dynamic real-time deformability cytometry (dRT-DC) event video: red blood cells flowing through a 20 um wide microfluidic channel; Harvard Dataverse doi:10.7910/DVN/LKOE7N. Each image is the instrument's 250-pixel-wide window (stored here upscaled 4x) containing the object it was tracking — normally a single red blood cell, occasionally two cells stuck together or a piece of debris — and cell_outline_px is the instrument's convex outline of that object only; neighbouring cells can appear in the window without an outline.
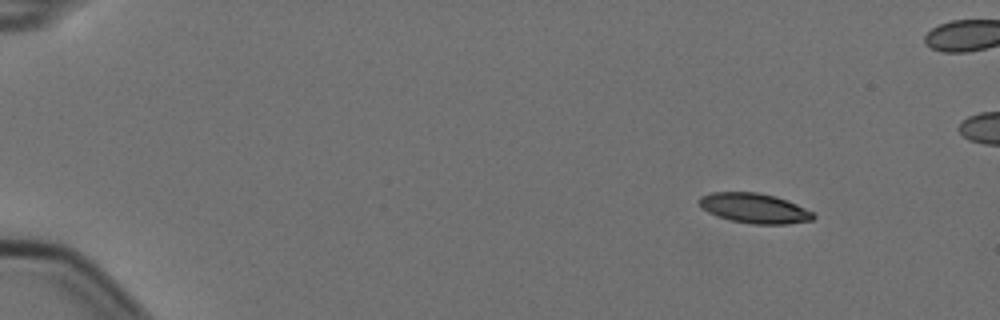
{"species": "Egyptian fruit bat (a non-hibernating species)", "species_latin": "Rousettus aegyptiacus", "temperature_condition": "cold", "stored_images_in_passage": 7, "camera_frame_rate_fps": 3000, "um_per_image_px": 0.085, "animal": {"sex": "female"}, "frame": {"image": 1, "passage_image": 1, "time_ms": 0.0, "image_size_px": [1000, 320], "cell_outline_px": [[816, 216], [812, 220], [788, 224], [752, 224], [732, 220], [708, 212], [700, 208], [696, 200], [700, 196], [712, 192], [756, 192], [776, 196], [788, 200], [812, 212]], "centroid_in_image_um": [64.09, 17.69], "position_along_channel_um": 20.9, "area_um2": 19.94}}
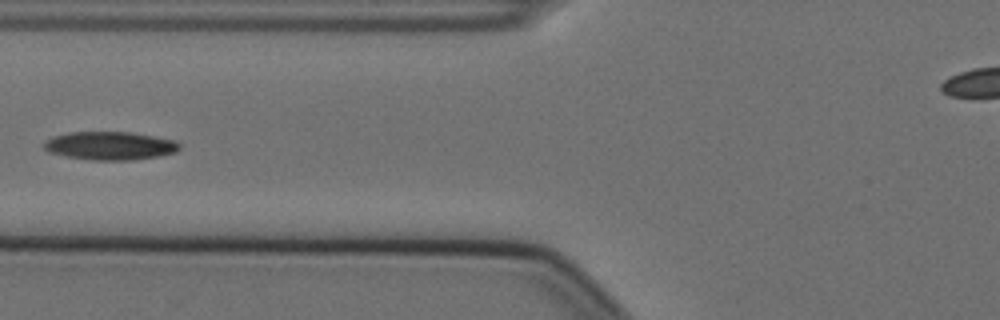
{"frame": {"image": 2, "passage_image": 6, "time_ms": 1.667, "image_size_px": [1000, 320], "cell_outline_px": [[180, 148], [176, 152], [160, 156], [132, 160], [92, 160], [64, 156], [48, 152], [44, 148], [44, 140], [56, 136], [72, 132], [128, 132], [176, 140], [180, 144]], "centroid_in_image_um": [9.36, 12.4], "position_along_channel_um": 116.4, "area_um2": 22.31}}
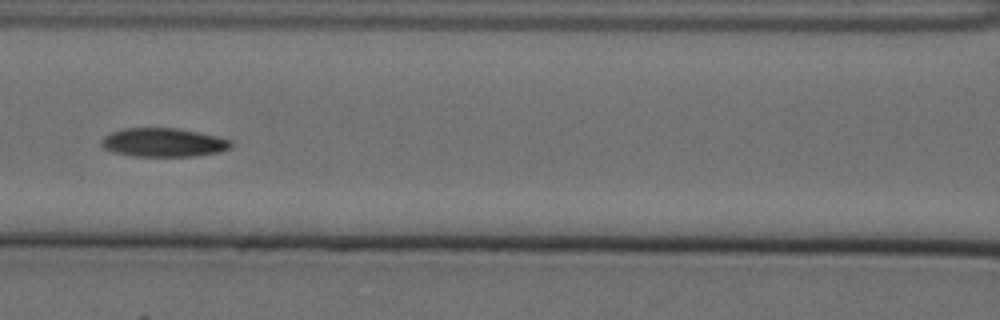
{"frame": {"image": 3, "passage_image": 7, "time_ms": 2.0, "image_size_px": [1000, 320], "cell_outline_px": [[232, 144], [228, 148], [216, 152], [192, 156], [132, 156], [112, 152], [104, 148], [100, 144], [100, 140], [104, 136], [112, 132], [124, 128], [176, 128], [216, 136], [232, 140]], "centroid_in_image_um": [13.82, 12.11], "position_along_channel_um": 152.8, "area_um2": 21.5}}